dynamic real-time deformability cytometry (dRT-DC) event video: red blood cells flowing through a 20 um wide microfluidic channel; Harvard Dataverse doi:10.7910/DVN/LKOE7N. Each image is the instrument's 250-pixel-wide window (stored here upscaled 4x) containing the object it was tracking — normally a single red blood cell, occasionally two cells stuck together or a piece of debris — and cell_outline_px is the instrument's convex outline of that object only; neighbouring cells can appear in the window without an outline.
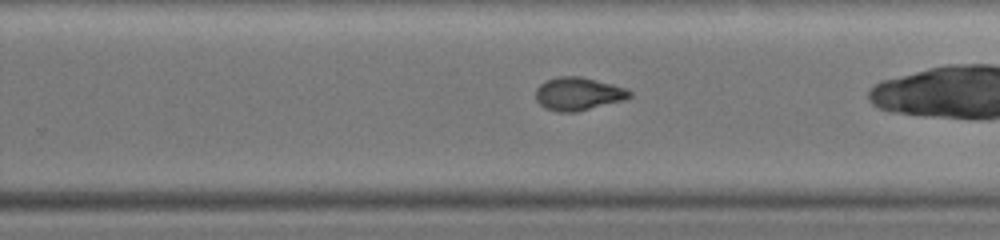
{"species": "common noctule bat (a hibernating species)", "species_latin": "Nyctalus noctula", "temperature_condition": "warm", "stored_images_in_passage": 17, "camera_frame_rate_fps": 3000, "um_per_image_px": 0.085, "animal": {"sex": "female", "body_mass_g": 19.0, "forearm_length_mm": 51.5}, "frame": {"image": 1, "passage_image": 10, "time_ms": 4.333, "image_size_px": [1000, 240], "cell_outline_px": [[632, 96], [624, 100], [576, 112], [560, 112], [544, 108], [536, 100], [536, 88], [540, 84], [556, 76], [580, 76], [628, 88], [632, 92]], "centroid_in_image_um": [49.16, 7.97], "position_along_channel_um": 280.6, "area_um2": 18.15}}
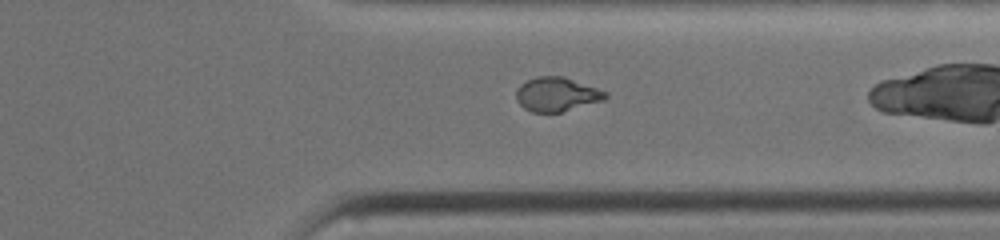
{"frame": {"image": 2, "passage_image": 15, "time_ms": 6.0, "image_size_px": [1000, 240], "cell_outline_px": [[608, 96], [604, 100], [560, 112], [532, 112], [524, 108], [516, 100], [516, 88], [520, 84], [536, 76], [564, 76], [608, 92]], "centroid_in_image_um": [47.31, 8.01], "position_along_channel_um": 364.1, "area_um2": 17.74}}